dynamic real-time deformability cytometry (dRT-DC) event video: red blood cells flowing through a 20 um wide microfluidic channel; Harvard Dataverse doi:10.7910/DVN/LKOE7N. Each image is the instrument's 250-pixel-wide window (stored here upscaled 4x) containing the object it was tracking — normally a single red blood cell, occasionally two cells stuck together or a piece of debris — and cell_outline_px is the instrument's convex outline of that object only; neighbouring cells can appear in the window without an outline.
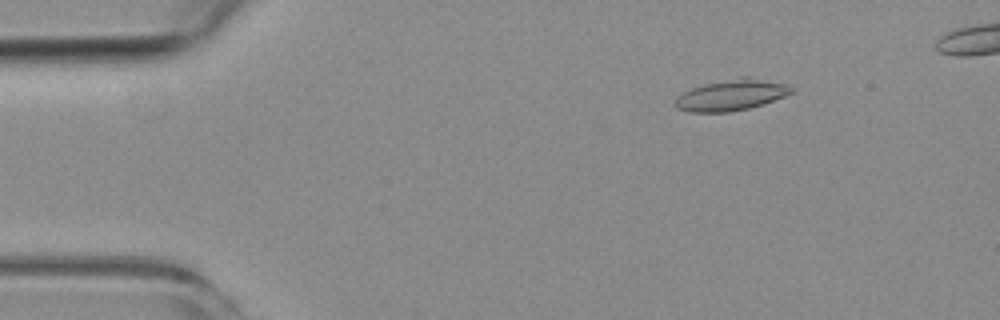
{"species": "common noctule bat (a hibernating species)", "species_latin": "Nyctalus noctula", "temperature_condition": "room temperature", "stored_images_in_passage": 6, "camera_frame_rate_fps": 3000, "um_per_image_px": 0.085, "animal": {"sex": "female", "body_mass_g": 19.3, "forearm_length_mm": 54.1}, "frame": {"image": 1, "passage_image": 3, "time_ms": 2.333, "image_size_px": [1000, 320], "cell_outline_px": [[796, 92], [764, 104], [748, 108], [728, 112], [688, 112], [676, 108], [676, 96], [692, 88], [704, 84], [740, 76], [748, 76], [784, 84], [792, 88]], "centroid_in_image_um": [62.17, 8.07], "position_along_channel_um": 22.8, "area_um2": 21.04}}